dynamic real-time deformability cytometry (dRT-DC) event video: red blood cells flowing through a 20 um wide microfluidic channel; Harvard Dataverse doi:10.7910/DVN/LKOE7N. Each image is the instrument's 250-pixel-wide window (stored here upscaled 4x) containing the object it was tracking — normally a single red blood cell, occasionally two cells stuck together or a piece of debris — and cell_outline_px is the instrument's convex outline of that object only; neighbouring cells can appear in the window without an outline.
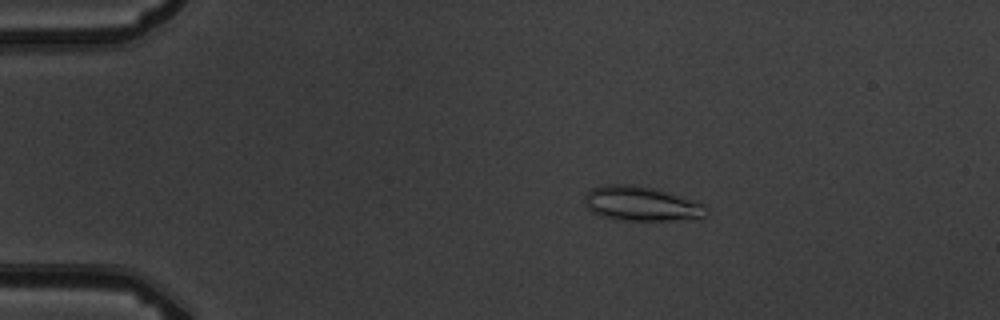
{"species": "common noctule bat (a hibernating species)", "species_latin": "Nyctalus noctula", "temperature_condition": "warm", "stored_images_in_passage": 7, "camera_frame_rate_fps": 3000, "um_per_image_px": 0.085, "animal": {"sex": "male", "body_mass_g": 19.5, "forearm_length_mm": 54.6}, "frame": {"image": 1, "passage_image": 4, "time_ms": 3.333, "image_size_px": [1000, 320], "cell_outline_px": [[708, 216], [672, 220], [620, 220], [600, 216], [592, 212], [584, 204], [584, 196], [592, 188], [604, 184], [632, 184], [656, 188], [704, 204], [708, 208]], "centroid_in_image_um": [54.48, 17.3], "position_along_channel_um": 30.5, "area_um2": 24.62}}
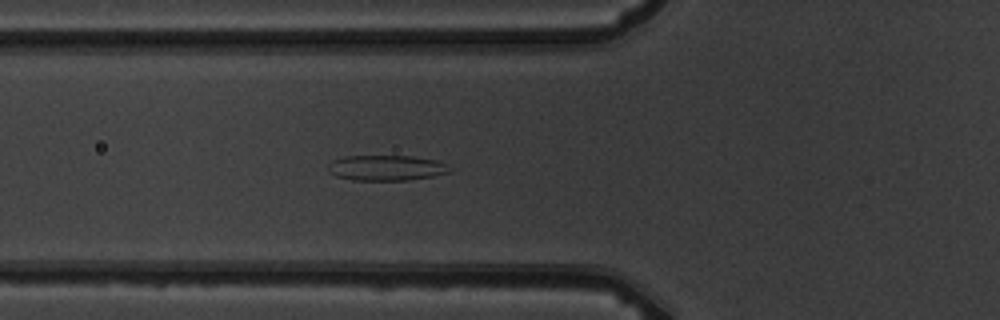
{"frame": {"image": 2, "passage_image": 7, "time_ms": 6.667, "image_size_px": [1000, 320], "cell_outline_px": [[448, 172], [432, 176], [408, 180], [352, 180], [336, 176], [328, 172], [328, 164], [332, 160], [344, 156], [412, 156], [436, 160], [444, 164]], "centroid_in_image_um": [32.73, 14.26], "position_along_channel_um": 93.1, "area_um2": 17.8}}